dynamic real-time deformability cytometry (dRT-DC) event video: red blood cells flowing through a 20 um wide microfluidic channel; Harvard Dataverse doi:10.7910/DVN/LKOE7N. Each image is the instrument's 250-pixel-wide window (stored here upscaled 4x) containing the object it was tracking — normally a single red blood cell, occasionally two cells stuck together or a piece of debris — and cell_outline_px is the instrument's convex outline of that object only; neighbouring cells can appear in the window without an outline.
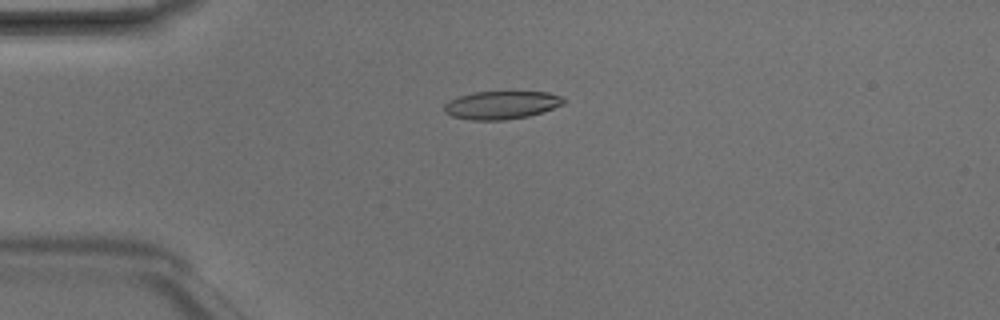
{"species": "Egyptian fruit bat (a non-hibernating species)", "species_latin": "Rousettus aegyptiacus", "temperature_condition": "room temperature", "stored_images_in_passage": 2, "camera_frame_rate_fps": 3000, "um_per_image_px": 0.085, "animal": {"sex": "male"}, "frame": {"image": 1, "passage_image": 1, "time_ms": 0.0, "image_size_px": [1000, 320], "cell_outline_px": [[564, 104], [528, 116], [504, 120], [472, 120], [452, 116], [444, 112], [444, 104], [460, 96], [472, 92], [548, 92], [560, 96], [564, 100]], "centroid_in_image_um": [42.6, 8.93], "position_along_channel_um": 42.4, "area_um2": 19.25}}